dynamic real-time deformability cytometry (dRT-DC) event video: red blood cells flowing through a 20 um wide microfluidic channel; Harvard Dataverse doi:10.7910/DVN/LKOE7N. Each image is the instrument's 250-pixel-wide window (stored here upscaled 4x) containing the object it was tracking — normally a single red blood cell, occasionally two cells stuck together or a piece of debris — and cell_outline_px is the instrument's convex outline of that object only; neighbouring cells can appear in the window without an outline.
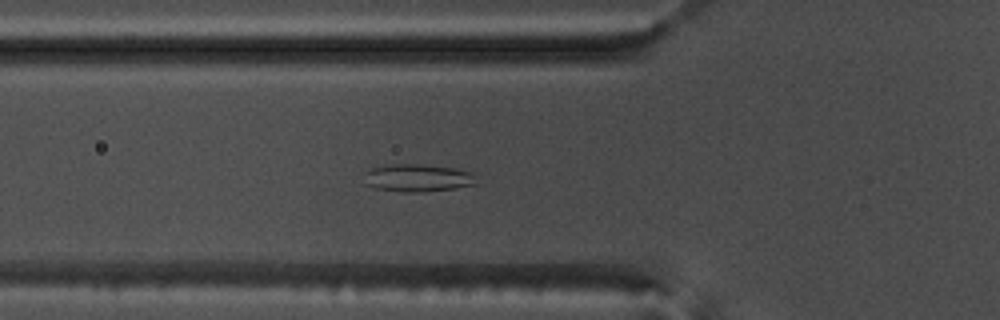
{"species": "common noctule bat (a hibernating species)", "species_latin": "Nyctalus noctula", "temperature_condition": "warm", "stored_images_in_passage": 47, "segment_of_instrument_passage": [1, 2], "camera_frame_rate_fps": 3000, "um_per_image_px": 0.085, "animal": {"sex": "male", "body_mass_g": 17.5, "forearm_length_mm": 52.3}, "frame": {"image": 1, "passage_image": 11, "time_ms": 3.333, "image_size_px": [1000, 320], "cell_outline_px": [[476, 184], [456, 188], [408, 192], [400, 192], [372, 188], [364, 184], [364, 172], [372, 168], [400, 164], [408, 164], [452, 168], [476, 172]], "centroid_in_image_um": [35.49, 15.14], "position_along_channel_um": 90.3, "area_um2": 17.92}}
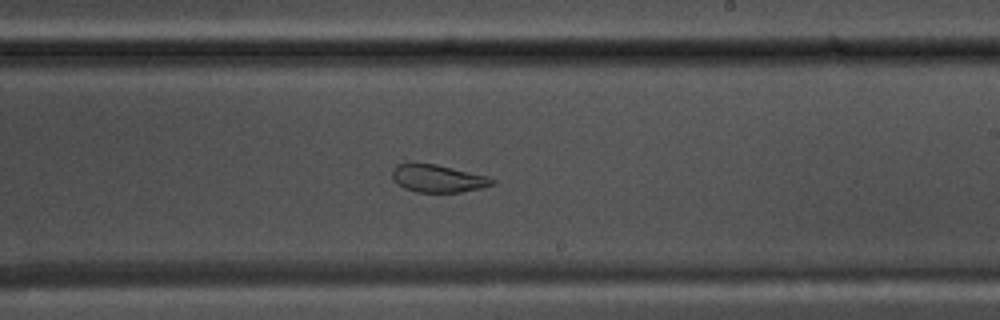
{"frame": {"image": 2, "passage_image": 24, "time_ms": 7.667, "image_size_px": [1000, 320], "cell_outline_px": [[496, 184], [480, 188], [460, 192], [416, 192], [404, 188], [392, 180], [392, 172], [396, 164], [436, 164], [488, 176], [496, 180]], "centroid_in_image_um": [37.24, 15.18], "position_along_channel_um": 251.8, "area_um2": 16.01}}
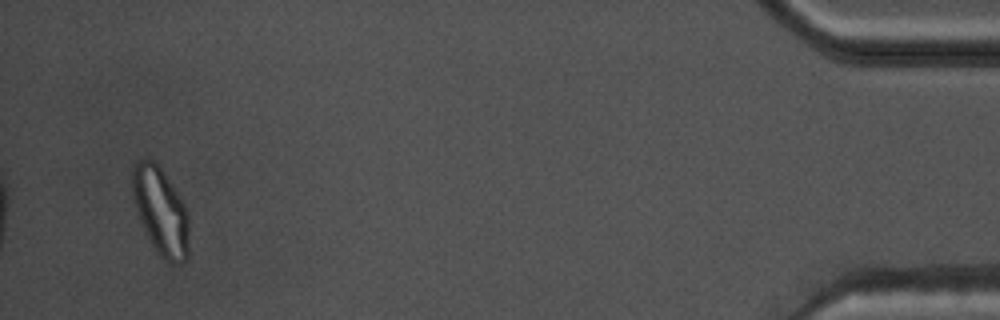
{"frame": {"image": 3, "passage_image": 44, "time_ms": 14.333, "image_size_px": [1000, 320], "cell_outline_px": [[188, 256], [180, 264], [168, 264], [164, 260], [152, 244], [144, 232], [132, 196], [132, 164], [148, 156], [160, 168], [184, 204], [188, 212]], "centroid_in_image_um": [13.64, 17.97], "position_along_channel_um": 421.6, "area_um2": 28.84}}